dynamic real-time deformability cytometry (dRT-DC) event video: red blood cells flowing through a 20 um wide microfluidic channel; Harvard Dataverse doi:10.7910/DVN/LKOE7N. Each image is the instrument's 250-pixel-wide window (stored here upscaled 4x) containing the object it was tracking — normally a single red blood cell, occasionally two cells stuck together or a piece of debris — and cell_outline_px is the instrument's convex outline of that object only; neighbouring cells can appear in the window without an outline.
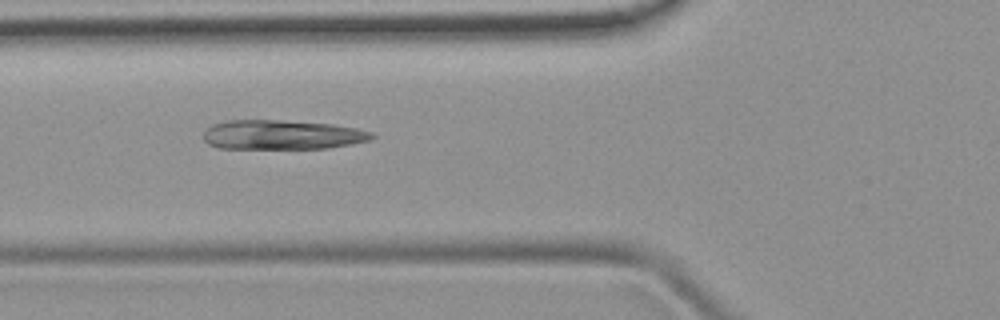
{"species": "common noctule bat (a hibernating species)", "species_latin": "Nyctalus noctula", "temperature_condition": "room temperature", "stored_images_in_passage": 26, "camera_frame_rate_fps": 3000, "um_per_image_px": 0.085, "animal": {"sex": "female", "body_mass_g": 19.9}, "frame": {"image": 1, "passage_image": 5, "time_ms": 1.333, "image_size_px": [1000, 320], "cell_outline_px": [[376, 136], [368, 140], [352, 144], [328, 148], [220, 148], [208, 144], [204, 140], [204, 132], [212, 124], [228, 120], [280, 120], [332, 124], [356, 128], [372, 132]], "centroid_in_image_um": [23.98, 11.45], "position_along_channel_um": 101.8, "area_um2": 28.78}}
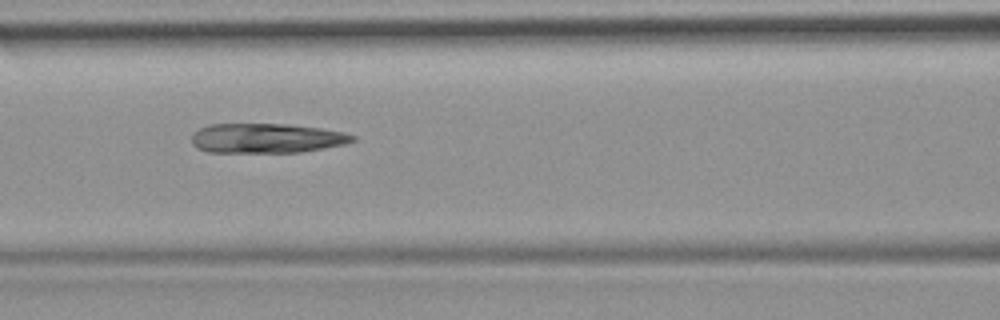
{"frame": {"image": 2, "passage_image": 8, "time_ms": 2.333, "image_size_px": [1000, 320], "cell_outline_px": [[356, 140], [344, 144], [300, 152], [208, 152], [196, 148], [192, 144], [192, 132], [208, 124], [288, 124], [320, 128], [344, 132], [356, 136]], "centroid_in_image_um": [22.62, 11.74], "position_along_channel_um": 144.0, "area_um2": 27.86}}